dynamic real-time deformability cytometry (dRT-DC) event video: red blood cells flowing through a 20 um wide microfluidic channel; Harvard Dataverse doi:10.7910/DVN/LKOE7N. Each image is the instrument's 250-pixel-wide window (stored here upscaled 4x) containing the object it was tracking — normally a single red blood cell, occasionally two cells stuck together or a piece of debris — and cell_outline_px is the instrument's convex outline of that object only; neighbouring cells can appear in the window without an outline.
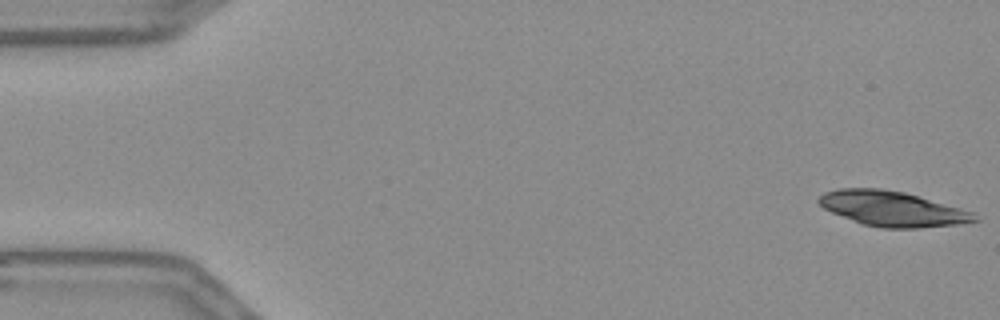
{"species": "Egyptian fruit bat (a non-hibernating species)", "species_latin": "Rousettus aegyptiacus", "temperature_condition": "warm", "stored_images_in_passage": 4, "camera_frame_rate_fps": 3000, "um_per_image_px": 0.085, "frame": {"image": 1, "passage_image": 1, "time_ms": 0.0, "image_size_px": [1000, 320], "cell_outline_px": [[980, 220], [956, 224], [916, 228], [880, 228], [864, 224], [832, 212], [824, 208], [816, 200], [824, 192], [840, 188], [880, 188], [904, 192], [960, 208], [972, 212]], "centroid_in_image_um": [75.82, 17.73], "position_along_channel_um": 9.2, "area_um2": 31.39}}